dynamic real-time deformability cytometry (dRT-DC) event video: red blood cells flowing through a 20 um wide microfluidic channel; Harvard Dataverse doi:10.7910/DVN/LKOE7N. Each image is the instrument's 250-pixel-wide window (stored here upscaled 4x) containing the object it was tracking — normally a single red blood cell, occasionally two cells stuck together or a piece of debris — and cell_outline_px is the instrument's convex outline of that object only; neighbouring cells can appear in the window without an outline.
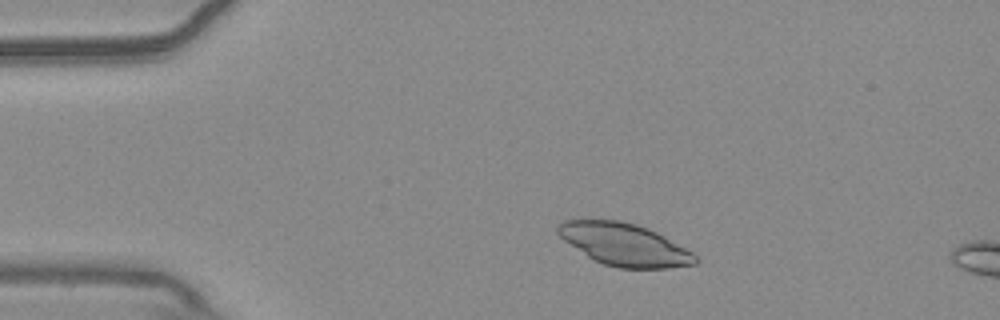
{"species": "common noctule bat (a hibernating species)", "species_latin": "Nyctalus noctula", "temperature_condition": "warm", "stored_images_in_passage": 52, "camera_frame_rate_fps": 3000, "um_per_image_px": 0.085, "animal": {"sex": "male", "body_mass_g": 20.4}, "frame": {"image": 1, "passage_image": 7, "time_ms": 2.0, "image_size_px": [1000, 320], "cell_outline_px": [[700, 260], [696, 264], [668, 268], [620, 268], [604, 264], [588, 256], [564, 240], [556, 232], [556, 224], [564, 220], [620, 220], [636, 224], [648, 228], [664, 236], [692, 252]], "centroid_in_image_um": [53.07, 20.78], "position_along_channel_um": 31.9, "area_um2": 33.7}}